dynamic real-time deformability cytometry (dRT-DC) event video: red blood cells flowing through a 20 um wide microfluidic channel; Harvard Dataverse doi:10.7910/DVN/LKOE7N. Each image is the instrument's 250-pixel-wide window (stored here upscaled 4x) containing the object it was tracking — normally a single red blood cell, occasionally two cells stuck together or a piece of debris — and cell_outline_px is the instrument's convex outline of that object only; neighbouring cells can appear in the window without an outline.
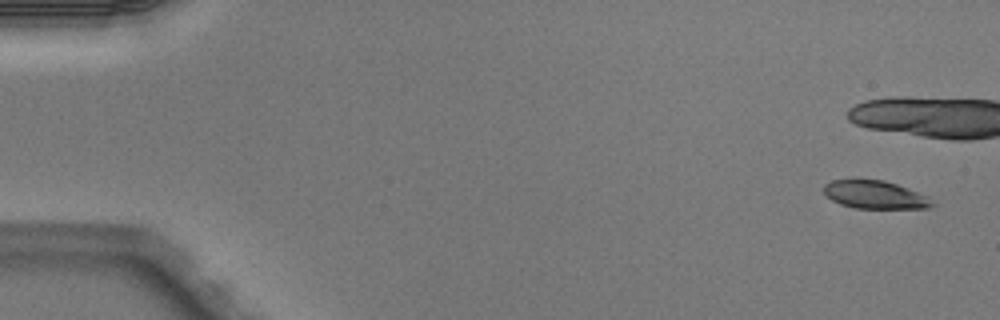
{"species": "Egyptian fruit bat (a non-hibernating species)", "species_latin": "Rousettus aegyptiacus", "temperature_condition": "warm", "stored_images_in_passage": 6, "camera_frame_rate_fps": 3000, "um_per_image_px": 0.085, "animal": {"sex": "male"}, "frame": {"image": 1, "passage_image": 1, "time_ms": 0.0, "image_size_px": [1000, 320], "cell_outline_px": [[936, 204], [928, 208], [856, 208], [840, 204], [832, 200], [824, 192], [824, 184], [832, 180], [852, 176], [856, 176], [884, 180], [908, 188], [928, 196]], "centroid_in_image_um": [74.33, 16.5], "position_along_channel_um": 10.7, "area_um2": 18.38}}